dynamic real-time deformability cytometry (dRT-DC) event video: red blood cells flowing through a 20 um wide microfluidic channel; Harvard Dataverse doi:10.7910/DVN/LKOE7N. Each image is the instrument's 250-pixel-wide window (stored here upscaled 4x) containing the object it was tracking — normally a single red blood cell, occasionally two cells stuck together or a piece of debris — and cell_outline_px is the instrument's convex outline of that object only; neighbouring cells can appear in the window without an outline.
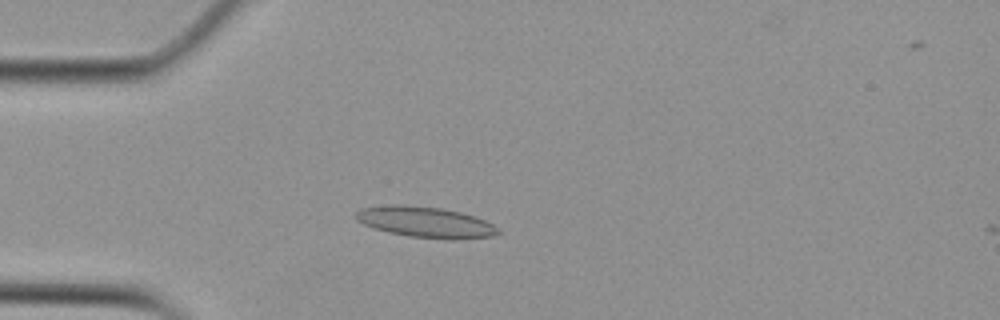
{"species": "Egyptian fruit bat (a non-hibernating species)", "species_latin": "Rousettus aegyptiacus", "temperature_condition": "cold", "stored_images_in_passage": 41, "camera_frame_rate_fps": 3000, "um_per_image_px": 0.085, "animal": {"sex": "female"}, "frame": {"image": 1, "passage_image": 2, "time_ms": 0.333, "image_size_px": [1000, 320], "cell_outline_px": [[500, 232], [492, 236], [408, 236], [388, 232], [372, 228], [356, 220], [356, 212], [360, 208], [388, 204], [400, 204], [440, 208], [460, 212], [484, 220], [500, 228]], "centroid_in_image_um": [36.03, 18.82], "position_along_channel_um": 49.0, "area_um2": 24.39}}
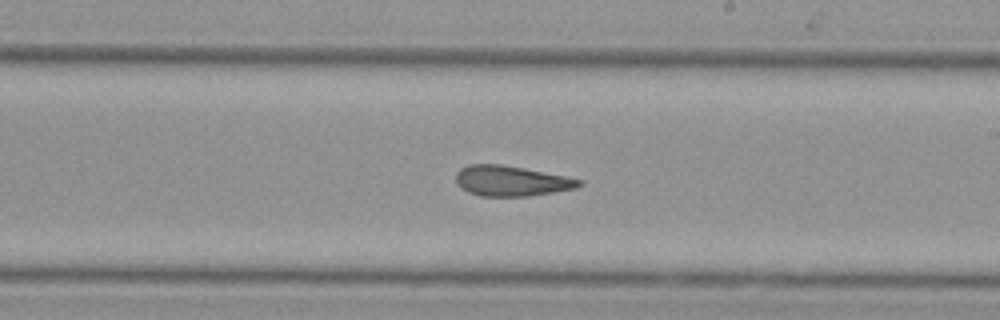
{"frame": {"image": 2, "passage_image": 19, "time_ms": 6.0, "image_size_px": [1000, 320], "cell_outline_px": [[584, 184], [576, 188], [528, 196], [480, 196], [468, 192], [456, 180], [456, 172], [460, 168], [468, 164], [500, 164], [564, 176], [584, 180]], "centroid_in_image_um": [43.46, 15.37], "position_along_channel_um": 245.5, "area_um2": 21.5}}
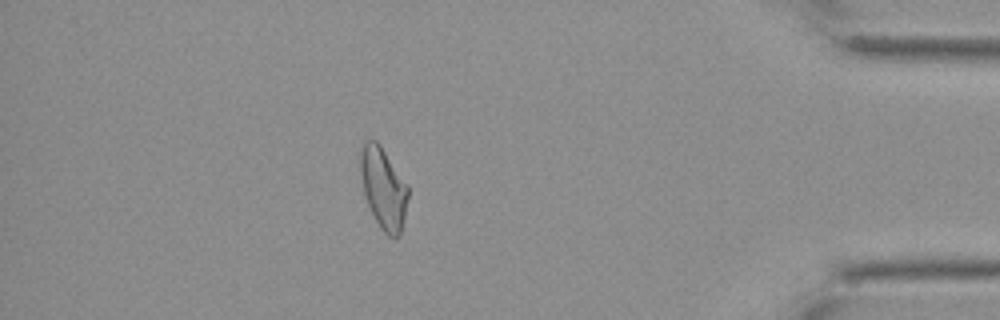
{"frame": {"image": 3, "passage_image": 35, "time_ms": 11.333, "image_size_px": [1000, 320], "cell_outline_px": [[408, 196], [400, 236], [388, 236], [380, 228], [368, 204], [364, 192], [360, 172], [360, 156], [364, 144], [368, 140], [376, 140], [380, 144], [408, 184]], "centroid_in_image_um": [32.6, 15.98], "position_along_channel_um": 402.6, "area_um2": 22.25}, "authors_computed_cell_mechanics": {"area_um2": 22.4842, "velocity_mm_per_s": 3.7433, "shape_relaxation_time_tau1_ms": null, "shape_relaxation_time_tau2_ms": 2.4318, "deformation_change_tau1": null, "deformation_change_tau2": 0.0993}}